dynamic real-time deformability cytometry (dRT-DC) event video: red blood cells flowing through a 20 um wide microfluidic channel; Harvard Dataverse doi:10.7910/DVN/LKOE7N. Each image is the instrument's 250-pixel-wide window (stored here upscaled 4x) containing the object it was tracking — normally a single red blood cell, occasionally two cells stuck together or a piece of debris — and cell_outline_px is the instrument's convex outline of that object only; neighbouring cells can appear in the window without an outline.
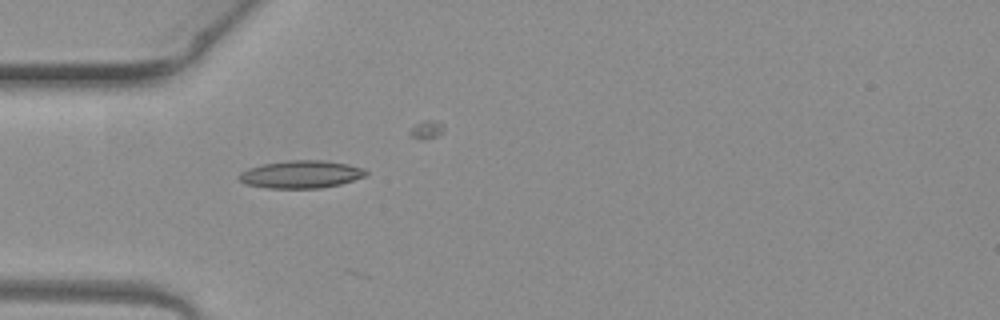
{"species": "common noctule bat (a hibernating species)", "species_latin": "Nyctalus noctula", "temperature_condition": "warm", "stored_images_in_passage": 1, "camera_frame_rate_fps": 3000, "um_per_image_px": 0.085, "animal": {"sex": "female", "body_mass_g": 19.3, "forearm_length_mm": 54.1}, "frame": {"image": 1, "passage_image": 1, "time_ms": 0.0, "image_size_px": [1000, 320], "cell_outline_px": [[368, 172], [364, 176], [340, 184], [320, 188], [268, 188], [244, 184], [236, 176], [240, 172], [248, 168], [264, 164], [288, 160], [324, 160], [348, 164], [364, 168]], "centroid_in_image_um": [25.55, 14.81], "position_along_channel_um": 59.4, "area_um2": 20.46}}